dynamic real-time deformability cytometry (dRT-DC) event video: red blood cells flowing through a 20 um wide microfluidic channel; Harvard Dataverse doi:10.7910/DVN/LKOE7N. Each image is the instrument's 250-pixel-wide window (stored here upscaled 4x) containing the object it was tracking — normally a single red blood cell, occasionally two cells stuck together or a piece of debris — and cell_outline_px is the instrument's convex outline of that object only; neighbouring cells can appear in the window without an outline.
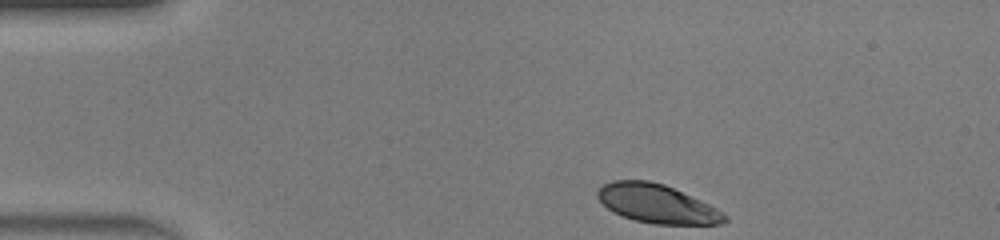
{"species": "human", "species_latin": "Homo sapiens", "temperature_condition": "warm", "stored_images_in_passage": 33, "camera_frame_rate_fps": 3000, "um_per_image_px": 0.085, "donor": {"sex": "male"}, "frame": {"image": 1, "passage_image": 1, "time_ms": 0.0, "image_size_px": [1000, 240], "cell_outline_px": [[728, 220], [720, 224], [652, 224], [632, 220], [608, 208], [596, 196], [596, 192], [604, 184], [612, 180], [648, 180], [664, 184], [700, 200], [716, 208], [728, 216]], "centroid_in_image_um": [55.84, 17.32], "position_along_channel_um": 29.2, "area_um2": 28.44}}
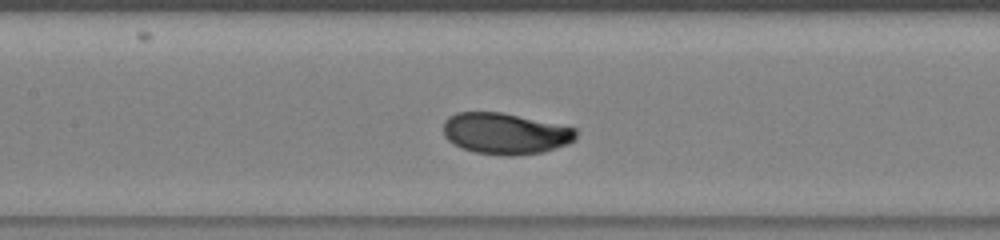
{"frame": {"image": 2, "passage_image": 15, "time_ms": 4.667, "image_size_px": [1000, 240], "cell_outline_px": [[576, 136], [568, 144], [544, 152], [516, 156], [508, 156], [476, 152], [452, 144], [444, 136], [444, 120], [448, 116], [456, 112], [500, 112], [576, 128]], "centroid_in_image_um": [42.92, 11.35], "position_along_channel_um": 164.5, "area_um2": 31.79}}
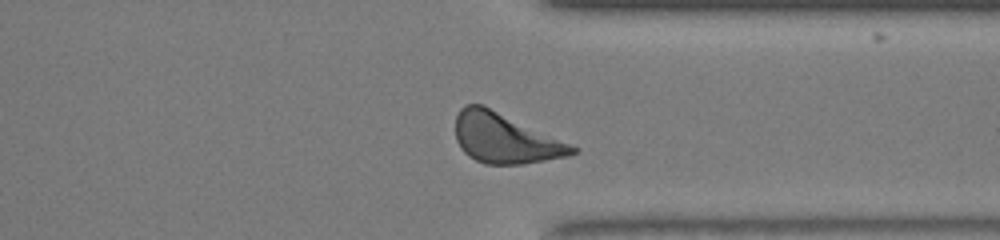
{"frame": {"image": 3, "passage_image": 29, "time_ms": 9.333, "image_size_px": [1000, 240], "cell_outline_px": [[580, 152], [568, 156], [520, 164], [484, 164], [468, 156], [460, 148], [456, 140], [456, 116], [460, 108], [464, 104], [484, 104], [580, 148]], "centroid_in_image_um": [42.93, 11.74], "position_along_channel_um": 368.5, "area_um2": 34.22}, "authors_computed_cell_mechanics": {"area_um2": 31.9056, "velocity_mm_per_s": 4.3798, "shape_relaxation_time_tau1_ms": 2.4966, "shape_relaxation_time_tau2_ms": null, "deformation_change_tau1": 0.1349, "deformation_change_tau2": null}}